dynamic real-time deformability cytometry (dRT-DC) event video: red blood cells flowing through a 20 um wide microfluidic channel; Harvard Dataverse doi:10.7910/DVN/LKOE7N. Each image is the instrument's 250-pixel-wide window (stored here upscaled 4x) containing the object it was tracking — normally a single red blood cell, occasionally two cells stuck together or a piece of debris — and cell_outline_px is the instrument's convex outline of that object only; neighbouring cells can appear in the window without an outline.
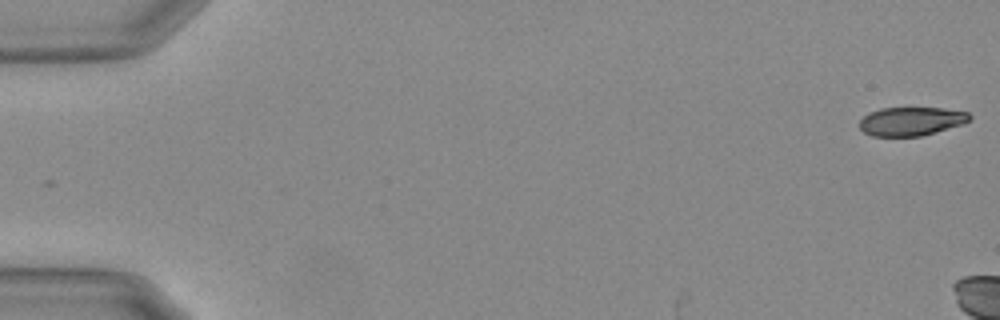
{"species": "Egyptian fruit bat (a non-hibernating species)", "species_latin": "Rousettus aegyptiacus", "temperature_condition": "warm", "stored_images_in_passage": 7, "camera_frame_rate_fps": 3000, "um_per_image_px": 0.085, "animal": {"sex": "female"}, "frame": {"image": 1, "passage_image": 1, "time_ms": 0.0, "image_size_px": [1000, 320], "cell_outline_px": [[972, 116], [964, 124], [920, 136], [872, 136], [864, 132], [860, 128], [860, 120], [868, 112], [880, 108], [944, 108], [968, 112]], "centroid_in_image_um": [77.45, 10.3], "position_along_channel_um": 7.6, "area_um2": 18.38}}